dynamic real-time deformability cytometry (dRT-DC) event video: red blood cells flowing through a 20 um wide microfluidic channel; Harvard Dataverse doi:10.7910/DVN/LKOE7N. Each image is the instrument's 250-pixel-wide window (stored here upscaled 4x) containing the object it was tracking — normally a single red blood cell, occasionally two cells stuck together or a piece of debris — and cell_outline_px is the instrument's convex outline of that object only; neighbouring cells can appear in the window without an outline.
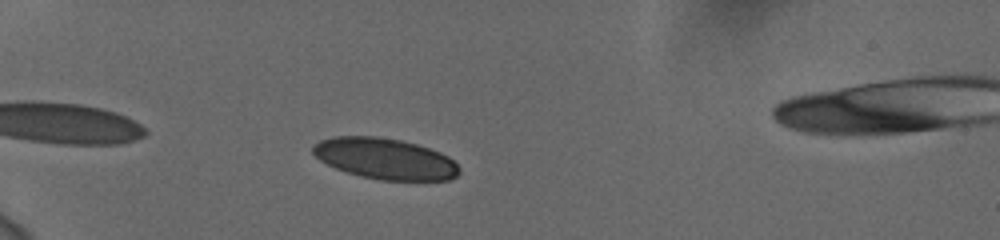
{"species": "human", "species_latin": "Homo sapiens", "temperature_condition": "cold", "stored_images_in_passage": 45, "camera_frame_rate_fps": 3000, "um_per_image_px": 0.085, "donor": {"sex": "female"}, "frame": {"image": 1, "passage_image": 6, "time_ms": 1.667, "image_size_px": [1000, 240], "cell_outline_px": [[456, 172], [452, 176], [440, 180], [392, 180], [368, 176], [352, 172], [340, 168], [324, 160], [316, 152], [316, 148], [324, 140], [356, 136], [392, 140], [412, 144], [436, 152], [452, 160], [456, 164]], "centroid_in_image_um": [32.82, 13.51], "position_along_channel_um": 52.2, "area_um2": 31.56}}
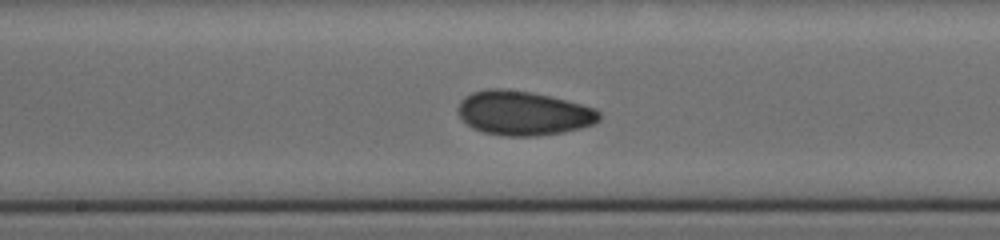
{"frame": {"image": 2, "passage_image": 21, "time_ms": 6.667, "image_size_px": [1000, 240], "cell_outline_px": [[596, 120], [588, 124], [548, 132], [492, 132], [480, 128], [472, 124], [464, 116], [460, 108], [464, 100], [468, 96], [480, 92], [520, 92], [560, 100], [588, 108], [596, 112]], "centroid_in_image_um": [44.47, 9.58], "position_along_channel_um": 203.7, "area_um2": 30.46}}
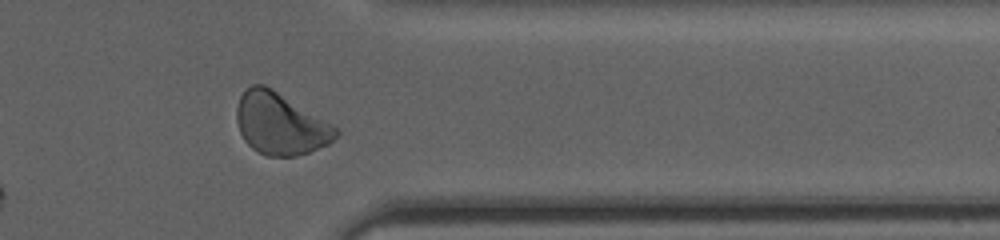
{"frame": {"image": 3, "passage_image": 36, "time_ms": 11.667, "image_size_px": [1000, 240], "cell_outline_px": [[328, 140], [324, 144], [304, 152], [292, 156], [280, 156], [260, 152], [244, 136], [240, 128], [240, 100], [244, 92], [248, 88], [256, 84], [268, 88], [328, 136]], "centroid_in_image_um": [23.49, 10.59], "position_along_channel_um": 387.9, "area_um2": 28.73}, "authors_computed_cell_mechanics": {"area_um2": 29.8248, "velocity_mm_per_s": 3.732, "shape_relaxation_time_tau1_ms": 8.5323, "shape_relaxation_time_tau2_ms": 1.6109, "deformation_change_tau1": 0.1588, "deformation_change_tau2": 0.0682}}